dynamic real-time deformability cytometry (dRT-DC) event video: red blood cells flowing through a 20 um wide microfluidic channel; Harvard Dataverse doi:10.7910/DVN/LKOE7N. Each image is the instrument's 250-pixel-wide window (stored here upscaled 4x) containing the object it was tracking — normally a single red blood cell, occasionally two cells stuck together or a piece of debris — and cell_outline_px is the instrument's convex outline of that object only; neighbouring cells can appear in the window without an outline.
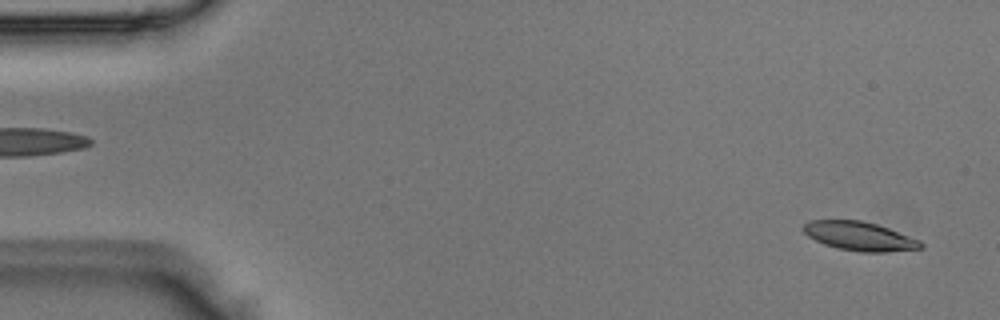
{"species": "Egyptian fruit bat (a non-hibernating species)", "species_latin": "Rousettus aegyptiacus", "temperature_condition": "room temperature", "stored_images_in_passage": 51, "camera_frame_rate_fps": 3000, "um_per_image_px": 0.085, "animal": {"sex": "male"}, "frame": {"image": 1, "passage_image": 2, "time_ms": 0.333, "image_size_px": [1000, 320], "cell_outline_px": [[924, 248], [888, 252], [860, 252], [836, 248], [824, 244], [808, 236], [800, 228], [808, 220], [860, 220], [876, 224], [888, 228], [920, 240], [924, 244]], "centroid_in_image_um": [73.05, 20.08], "position_along_channel_um": 11.9, "area_um2": 19.88}}
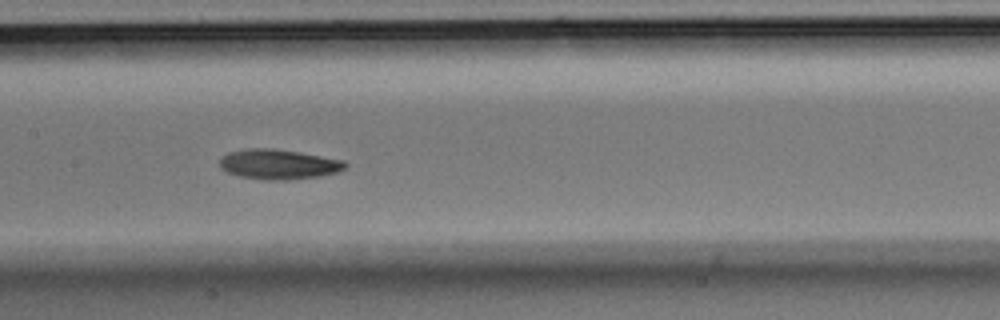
{"frame": {"image": 2, "passage_image": 24, "time_ms": 7.667, "image_size_px": [1000, 320], "cell_outline_px": [[348, 164], [344, 168], [336, 172], [320, 176], [284, 180], [268, 180], [240, 176], [228, 172], [220, 168], [220, 160], [228, 152], [244, 148], [272, 148], [300, 152], [344, 160]], "centroid_in_image_um": [23.67, 13.95], "position_along_channel_um": 183.7, "area_um2": 21.85}}
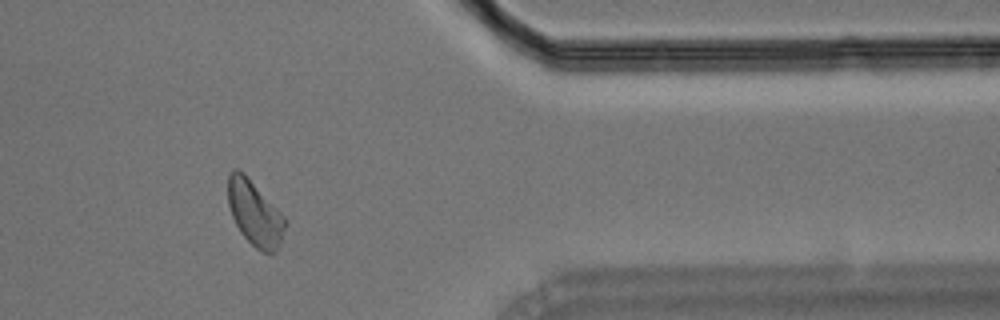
{"frame": {"image": 3, "passage_image": 41, "time_ms": 13.333, "image_size_px": [1000, 320], "cell_outline_px": [[288, 220], [280, 244], [276, 252], [260, 252], [240, 232], [232, 216], [228, 204], [228, 176], [232, 168], [236, 168], [244, 172]], "centroid_in_image_um": [21.66, 18.11], "position_along_channel_um": 389.7, "area_um2": 21.73}}